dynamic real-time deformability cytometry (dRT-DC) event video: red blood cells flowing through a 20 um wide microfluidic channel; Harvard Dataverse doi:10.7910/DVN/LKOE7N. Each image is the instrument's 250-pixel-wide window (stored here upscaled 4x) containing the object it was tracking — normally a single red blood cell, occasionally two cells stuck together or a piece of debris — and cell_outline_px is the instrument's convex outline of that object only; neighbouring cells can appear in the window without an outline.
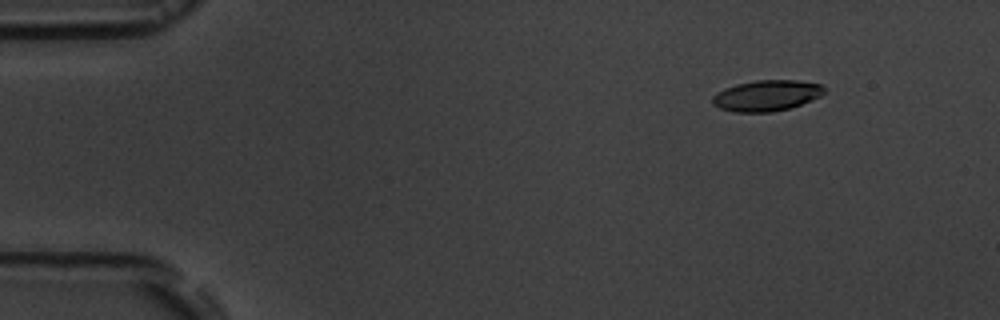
{"species": "common noctule bat (a hibernating species)", "species_latin": "Nyctalus noctula", "temperature_condition": "room temperature", "stored_images_in_passage": 4, "camera_frame_rate_fps": 3000, "um_per_image_px": 0.085, "animal": {"sex": "male", "body_mass_g": 19.5, "forearm_length_mm": 54.6}, "frame": {"image": 1, "passage_image": 2, "time_ms": 1.333, "image_size_px": [1000, 320], "cell_outline_px": [[828, 92], [820, 96], [800, 104], [788, 108], [772, 112], [732, 112], [720, 108], [712, 104], [712, 96], [724, 88], [736, 84], [756, 80], [796, 80], [820, 84]], "centroid_in_image_um": [65.14, 8.12], "position_along_channel_um": 19.9, "area_um2": 20.11}}
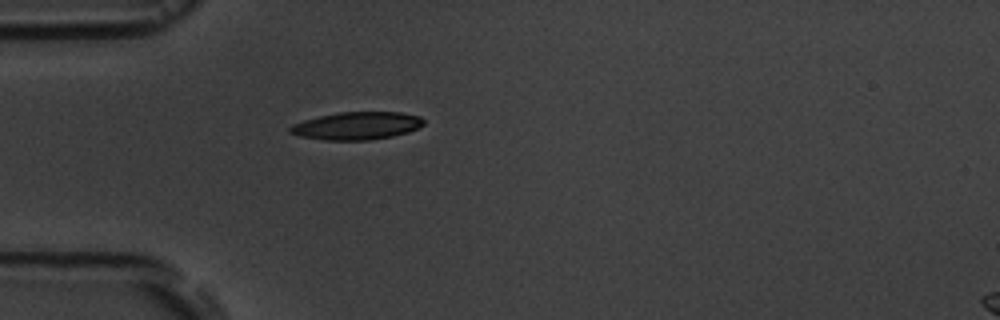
{"frame": {"image": 2, "passage_image": 4, "time_ms": 4.667, "image_size_px": [1000, 320], "cell_outline_px": [[424, 124], [408, 132], [392, 136], [368, 140], [324, 140], [300, 136], [288, 132], [288, 128], [292, 124], [304, 120], [320, 116], [340, 112], [400, 112], [420, 116], [424, 120]], "centroid_in_image_um": [30.31, 10.69], "position_along_channel_um": 54.7, "area_um2": 21.5}}